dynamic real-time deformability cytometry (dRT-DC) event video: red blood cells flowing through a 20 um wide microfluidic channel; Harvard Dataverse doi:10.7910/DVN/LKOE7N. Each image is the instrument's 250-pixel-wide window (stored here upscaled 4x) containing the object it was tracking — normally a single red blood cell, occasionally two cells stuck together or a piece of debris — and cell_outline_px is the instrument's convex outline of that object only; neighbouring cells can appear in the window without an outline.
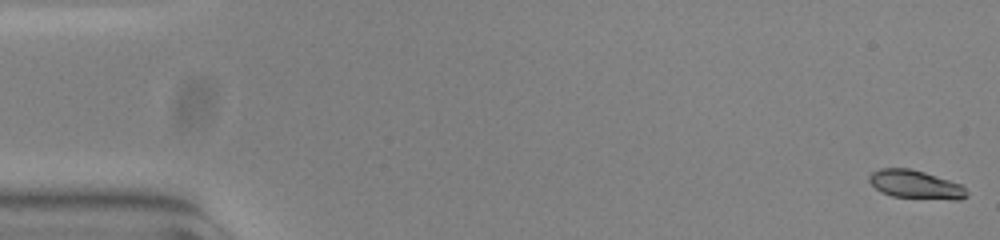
{"species": "common noctule bat (a hibernating species)", "species_latin": "Nyctalus noctula", "temperature_condition": "warm", "stored_images_in_passage": 56, "segment_of_instrument_passage": [1, 2], "camera_frame_rate_fps": 3000, "um_per_image_px": 0.085, "animal": {"sex": "female", "body_mass_g": 23.0, "forearm_length_mm": 53.4}, "frame": {"image": 1, "passage_image": 1, "time_ms": 0.0, "image_size_px": [1000, 240], "cell_outline_px": [[968, 196], [960, 200], [952, 200], [892, 196], [880, 192], [868, 180], [868, 176], [872, 172], [880, 168], [908, 168], [924, 172], [960, 184], [968, 192]], "centroid_in_image_um": [77.81, 15.69], "position_along_channel_um": 7.2, "area_um2": 16.13}}
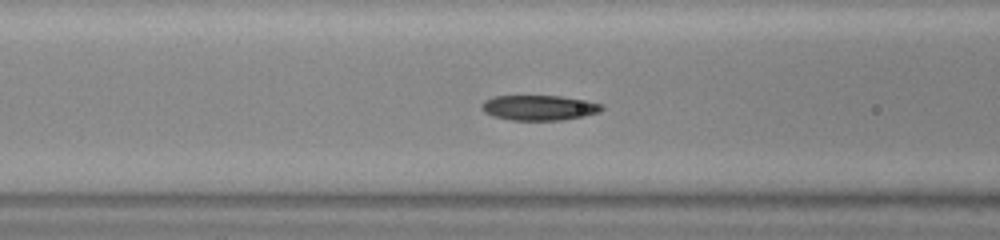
{"frame": {"image": 2, "passage_image": 22, "time_ms": 7.0, "image_size_px": [1000, 240], "cell_outline_px": [[604, 108], [600, 112], [584, 116], [560, 120], [512, 120], [492, 116], [484, 112], [484, 100], [496, 96], [560, 96], [584, 100], [600, 104]], "centroid_in_image_um": [45.84, 9.16], "position_along_channel_um": 120.8, "area_um2": 17.34}}
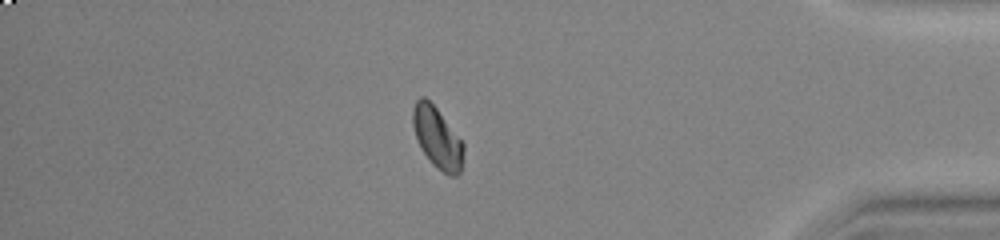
{"frame": {"image": 3, "passage_image": 47, "time_ms": 15.333, "image_size_px": [1000, 240], "cell_outline_px": [[464, 152], [460, 172], [456, 176], [448, 176], [432, 164], [424, 152], [416, 136], [412, 124], [412, 108], [416, 100], [420, 96], [424, 96], [436, 108], [464, 144]], "centroid_in_image_um": [37.16, 11.71], "position_along_channel_um": 398.0, "area_um2": 17.8}}